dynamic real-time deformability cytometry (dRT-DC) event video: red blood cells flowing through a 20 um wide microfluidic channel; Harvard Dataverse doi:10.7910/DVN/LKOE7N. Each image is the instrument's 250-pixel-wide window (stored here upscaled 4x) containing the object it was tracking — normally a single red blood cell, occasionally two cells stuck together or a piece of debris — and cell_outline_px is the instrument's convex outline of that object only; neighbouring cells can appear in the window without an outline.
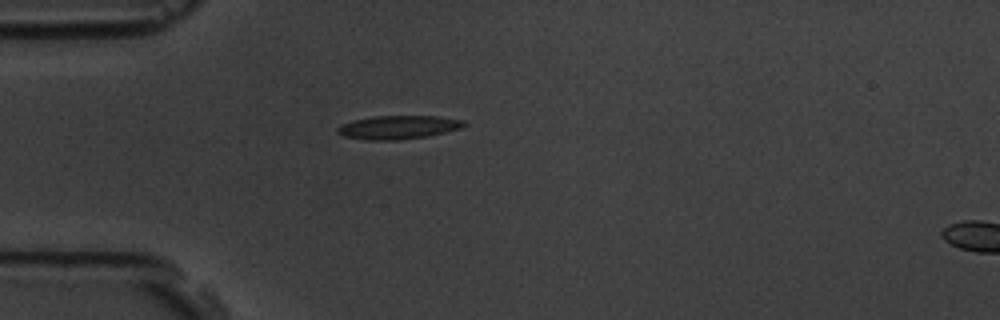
{"species": "common noctule bat (a hibernating species)", "species_latin": "Nyctalus noctula", "temperature_condition": "room temperature", "stored_images_in_passage": 2, "segment_of_instrument_passage": [1, 2], "camera_frame_rate_fps": 3000, "um_per_image_px": 0.085, "animal": {"sex": "male", "body_mass_g": 19.5, "forearm_length_mm": 54.6}, "frame": {"image": 1, "passage_image": 1, "time_ms": 0.0, "image_size_px": [1000, 320], "cell_outline_px": [[468, 124], [460, 128], [428, 136], [396, 140], [368, 140], [344, 136], [336, 132], [336, 128], [344, 124], [356, 120], [372, 116], [436, 116], [464, 120]], "centroid_in_image_um": [33.87, 10.82], "position_along_channel_um": 51.1, "area_um2": 17.17}}